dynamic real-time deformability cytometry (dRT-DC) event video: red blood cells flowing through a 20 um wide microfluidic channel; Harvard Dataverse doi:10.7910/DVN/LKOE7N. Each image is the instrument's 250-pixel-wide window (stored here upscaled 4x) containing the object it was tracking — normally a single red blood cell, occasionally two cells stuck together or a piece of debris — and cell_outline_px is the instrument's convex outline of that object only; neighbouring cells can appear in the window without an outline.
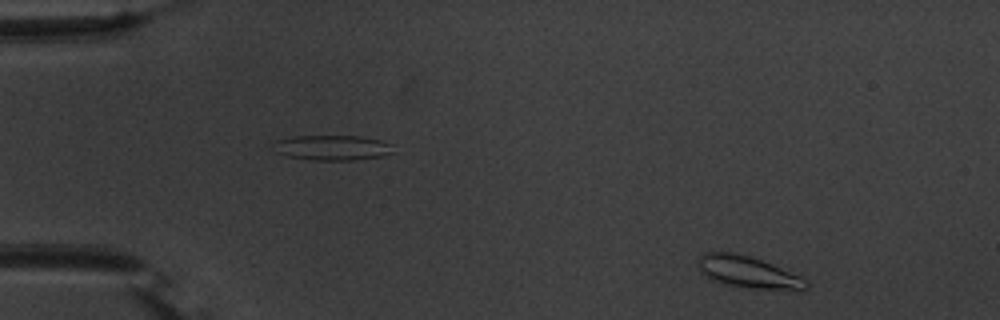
{"species": "common noctule bat (a hibernating species)", "species_latin": "Nyctalus noctula", "temperature_condition": "warm", "stored_images_in_passage": 51, "camera_frame_rate_fps": 3000, "um_per_image_px": 0.085, "animal": {"sex": "male", "body_mass_g": 20.1, "forearm_length_mm": 53.5}, "frame": {"image": 1, "passage_image": 2, "time_ms": 0.333, "image_size_px": [1000, 320], "cell_outline_px": [[812, 284], [808, 288], [748, 288], [720, 284], [712, 280], [700, 272], [700, 256], [704, 252], [732, 252], [748, 256], [772, 264], [800, 276], [808, 280]], "centroid_in_image_um": [63.56, 23.12], "position_along_channel_um": 21.4, "area_um2": 19.59}}
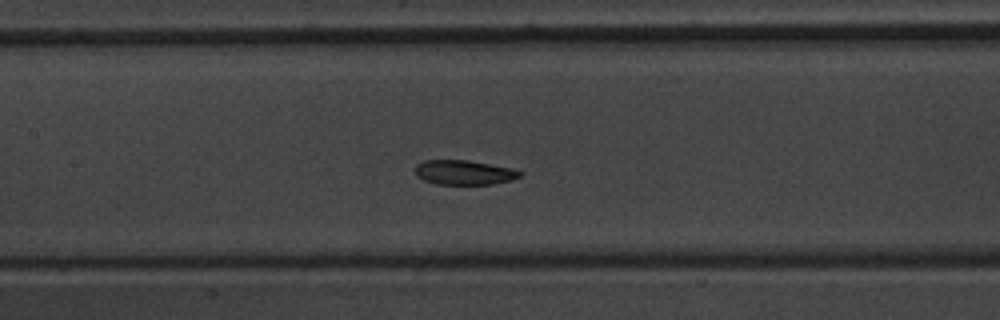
{"frame": {"image": 2, "passage_image": 22, "time_ms": 7.0, "image_size_px": [1000, 320], "cell_outline_px": [[524, 172], [520, 176], [512, 180], [492, 184], [436, 184], [424, 180], [416, 176], [416, 164], [424, 160], [468, 160], [512, 168]], "centroid_in_image_um": [39.46, 14.65], "position_along_channel_um": 167.9, "area_um2": 15.03}}
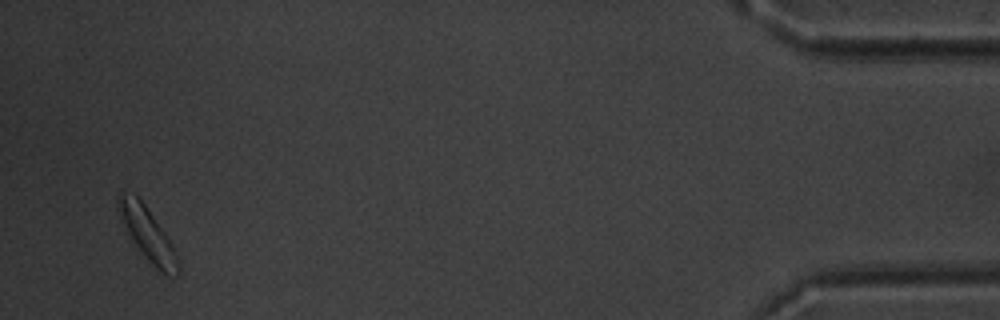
{"frame": {"image": 3, "passage_image": 49, "time_ms": 16.0, "image_size_px": [1000, 320], "cell_outline_px": [[180, 272], [176, 276], [168, 276], [160, 272], [144, 256], [136, 244], [116, 208], [116, 200], [120, 192], [124, 192], [136, 196], [144, 204], [168, 236], [176, 252], [180, 268]], "centroid_in_image_um": [12.59, 19.92], "position_along_channel_um": 422.6, "area_um2": 17.98}, "authors_computed_cell_mechanics": {"area_um2": 16.2996, "velocity_mm_per_s": 3.6643, "shape_relaxation_time_tau1_ms": 2.5771, "shape_relaxation_time_tau2_ms": 6.3622, "deformation_change_tau1": 0.0692, "deformation_change_tau2": 0.1062}}